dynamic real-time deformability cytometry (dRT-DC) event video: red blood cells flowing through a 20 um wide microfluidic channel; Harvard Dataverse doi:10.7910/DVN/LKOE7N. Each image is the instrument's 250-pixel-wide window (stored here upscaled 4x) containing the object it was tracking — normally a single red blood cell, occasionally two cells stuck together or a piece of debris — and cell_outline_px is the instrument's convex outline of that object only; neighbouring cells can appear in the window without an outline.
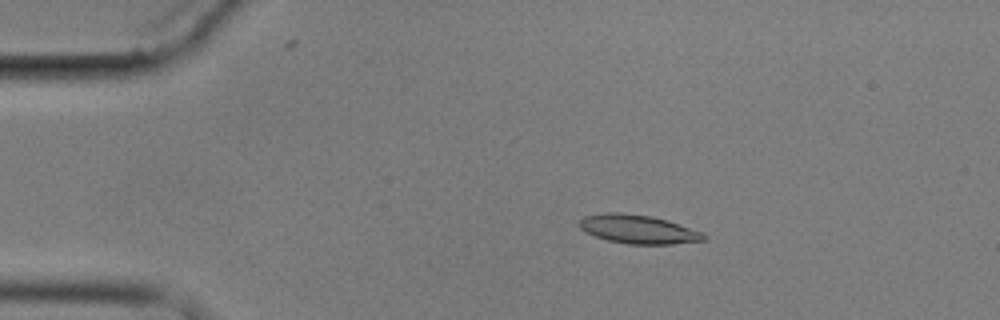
{"species": "common noctule bat (a hibernating species)", "species_latin": "Nyctalus noctula", "temperature_condition": "cold", "stored_images_in_passage": 4, "camera_frame_rate_fps": 3000, "um_per_image_px": 0.085, "animal": {"sex": "male", "body_mass_g": 17.9}, "frame": {"image": 1, "passage_image": 3, "time_ms": 2.333, "image_size_px": [1000, 320], "cell_outline_px": [[708, 236], [704, 240], [672, 244], [628, 244], [608, 240], [596, 236], [580, 228], [580, 220], [584, 216], [604, 212], [620, 212], [652, 216], [668, 220], [704, 232]], "centroid_in_image_um": [54.29, 19.47], "position_along_channel_um": 30.7, "area_um2": 20.87}}